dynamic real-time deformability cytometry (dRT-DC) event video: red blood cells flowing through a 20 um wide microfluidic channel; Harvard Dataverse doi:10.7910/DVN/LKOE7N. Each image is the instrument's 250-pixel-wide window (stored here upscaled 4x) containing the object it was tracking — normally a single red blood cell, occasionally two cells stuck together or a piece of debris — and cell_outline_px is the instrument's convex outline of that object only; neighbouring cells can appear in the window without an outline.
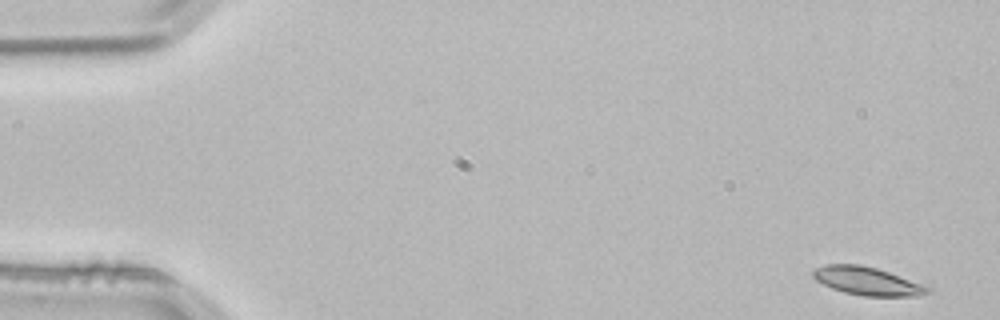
{"species": "common noctule bat (a hibernating species)", "species_latin": "Nyctalus noctula", "temperature_condition": "room temperature", "stored_images_in_passage": 52, "camera_frame_rate_fps": 3000, "um_per_image_px": 0.085, "animal": {"sex": "male", "body_mass_g": 21.5, "forearm_length_mm": 52.0}, "frame": {"image": 1, "passage_image": 1, "time_ms": 0.0, "image_size_px": [1000, 320], "cell_outline_px": [[932, 292], [920, 296], [864, 296], [844, 292], [832, 288], [816, 280], [812, 276], [812, 272], [816, 268], [824, 264], [860, 264], [876, 268], [888, 272], [932, 288]], "centroid_in_image_um": [73.72, 23.89], "position_along_channel_um": 11.3, "area_um2": 18.73}}
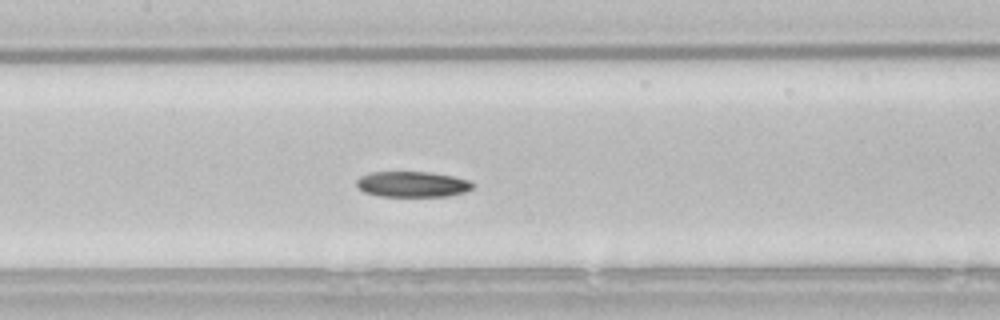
{"frame": {"image": 2, "passage_image": 24, "time_ms": 7.667, "image_size_px": [1000, 320], "cell_outline_px": [[472, 188], [464, 192], [448, 196], [380, 196], [364, 192], [356, 184], [356, 180], [360, 176], [372, 172], [428, 172], [452, 176], [468, 180], [472, 184]], "centroid_in_image_um": [35.02, 15.66], "position_along_channel_um": 172.4, "area_um2": 17.17}}
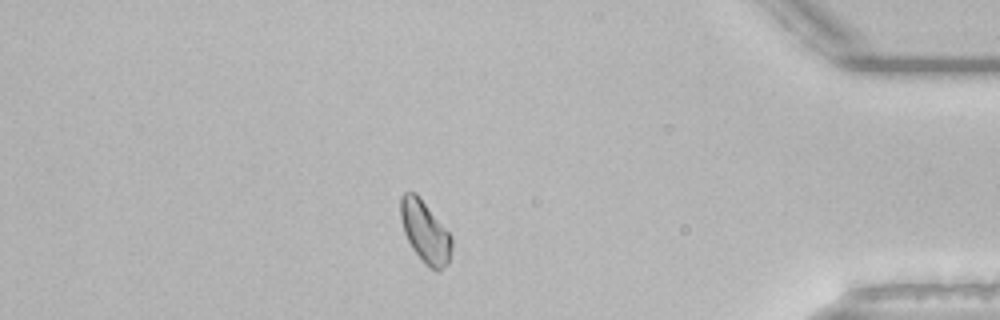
{"frame": {"image": 3, "passage_image": 45, "time_ms": 14.667, "image_size_px": [1000, 320], "cell_outline_px": [[452, 248], [448, 264], [440, 272], [436, 272], [424, 264], [412, 248], [404, 232], [400, 216], [400, 196], [404, 192], [416, 192], [452, 236]], "centroid_in_image_um": [36.14, 19.73], "position_along_channel_um": 399.1, "area_um2": 18.61}, "authors_computed_cell_mechanics": {"area_um2": 18.5249, "velocity_mm_per_s": 3.7888, "shape_relaxation_time_tau1_ms": 6.98, "shape_relaxation_time_tau2_ms": null, "deformation_change_tau1": 0.1227, "deformation_change_tau2": null}}